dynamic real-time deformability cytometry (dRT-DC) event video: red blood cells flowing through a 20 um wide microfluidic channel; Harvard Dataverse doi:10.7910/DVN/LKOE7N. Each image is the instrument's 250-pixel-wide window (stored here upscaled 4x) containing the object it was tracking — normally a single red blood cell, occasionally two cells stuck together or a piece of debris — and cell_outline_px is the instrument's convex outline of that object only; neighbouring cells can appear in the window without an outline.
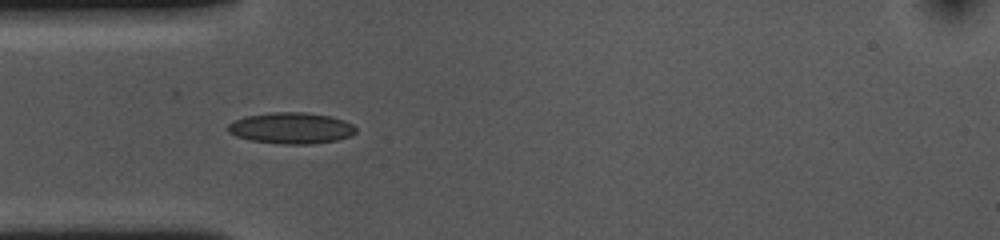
{"species": "common noctule bat (a hibernating species)", "species_latin": "Nyctalus noctula", "temperature_condition": "cold", "stored_images_in_passage": 40, "camera_frame_rate_fps": 3000, "um_per_image_px": 0.085, "animal": {"sex": "female", "body_mass_g": 10.0, "forearm_length_mm": 53.1}, "frame": {"image": 1, "passage_image": 1, "time_ms": 0.0, "image_size_px": [1000, 240], "cell_outline_px": [[356, 132], [352, 136], [336, 140], [312, 144], [284, 144], [252, 140], [236, 136], [228, 132], [228, 124], [244, 116], [272, 112], [304, 112], [328, 116], [344, 120], [352, 124], [356, 128]], "centroid_in_image_um": [24.77, 10.89], "position_along_channel_um": 60.2, "area_um2": 23.18}}
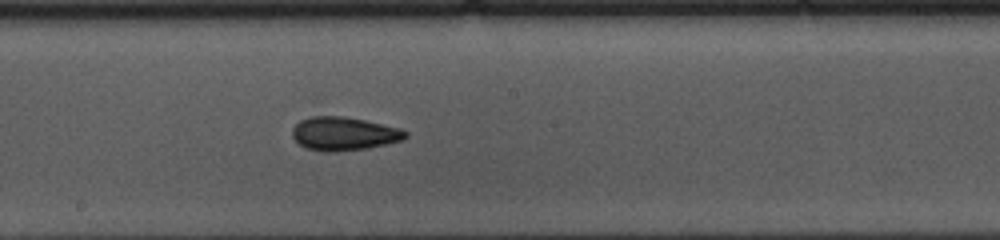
{"frame": {"image": 2, "passage_image": 14, "time_ms": 4.333, "image_size_px": [1000, 240], "cell_outline_px": [[408, 136], [404, 140], [368, 148], [336, 152], [328, 152], [308, 148], [300, 144], [292, 136], [292, 128], [300, 120], [320, 112], [324, 112], [364, 120], [400, 128], [408, 132]], "centroid_in_image_um": [29.21, 11.32], "position_along_channel_um": 219.0, "area_um2": 22.66}}
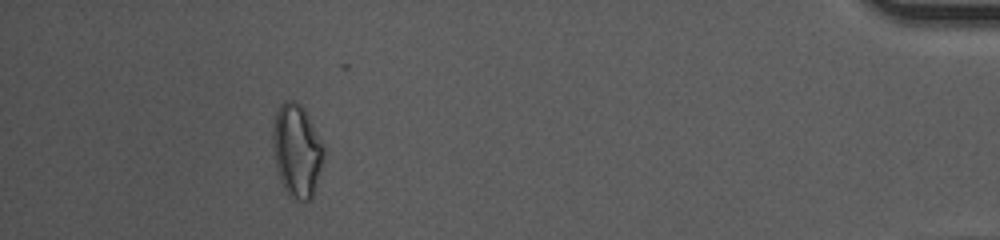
{"frame": {"image": 3, "passage_image": 35, "time_ms": 11.333, "image_size_px": [1000, 240], "cell_outline_px": [[324, 160], [312, 196], [308, 200], [292, 200], [288, 196], [280, 180], [276, 168], [272, 148], [272, 128], [276, 112], [280, 104], [284, 100], [292, 100], [300, 104], [304, 108], [324, 148]], "centroid_in_image_um": [25.2, 12.81], "position_along_channel_um": 410.0, "area_um2": 27.69}, "authors_computed_cell_mechanics": {"area_um2": 22.0507, "velocity_mm_per_s": 3.6722, "shape_relaxation_time_tau1_ms": 5.4236, "shape_relaxation_time_tau2_ms": 5.784, "deformation_change_tau1": 0.1488, "deformation_change_tau2": 0.1063}}